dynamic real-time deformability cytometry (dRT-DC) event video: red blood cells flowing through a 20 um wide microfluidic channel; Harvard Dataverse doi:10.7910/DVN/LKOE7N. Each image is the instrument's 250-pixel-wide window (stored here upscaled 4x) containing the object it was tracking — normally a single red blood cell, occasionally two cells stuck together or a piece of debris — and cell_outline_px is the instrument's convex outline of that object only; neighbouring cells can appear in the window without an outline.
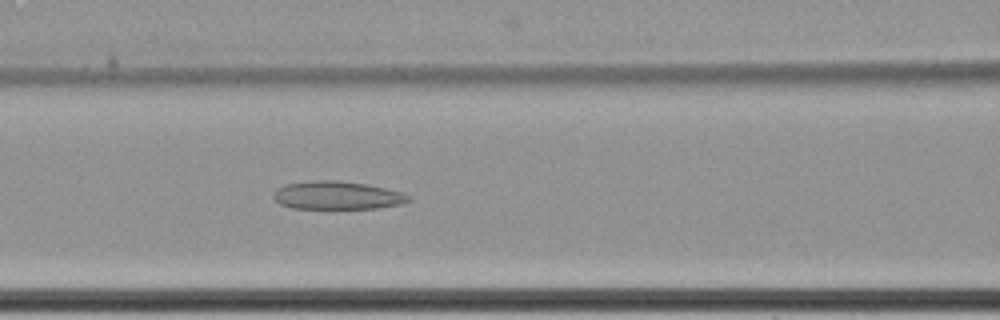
{"species": "common noctule bat (a hibernating species)", "species_latin": "Nyctalus noctula", "temperature_condition": "cold", "stored_images_in_passage": 64, "camera_frame_rate_fps": 3000, "um_per_image_px": 0.085, "animal": {"sex": "female", "body_mass_g": 22.7, "forearm_length_mm": 54.2}, "frame": {"image": 1, "passage_image": 31, "time_ms": 10.0, "image_size_px": [1000, 320], "cell_outline_px": [[412, 200], [404, 204], [376, 208], [292, 208], [280, 204], [272, 196], [276, 188], [284, 184], [308, 180], [340, 180], [368, 184], [404, 192], [412, 196]], "centroid_in_image_um": [28.7, 16.59], "position_along_channel_um": 137.9, "area_um2": 22.6}}
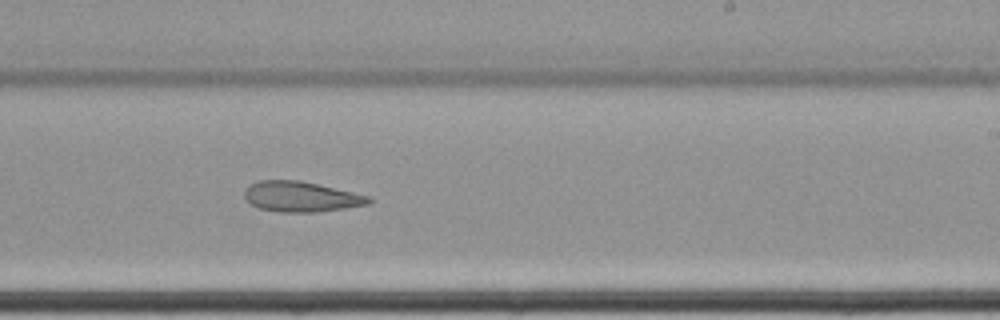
{"frame": {"image": 2, "passage_image": 42, "time_ms": 13.667, "image_size_px": [1000, 320], "cell_outline_px": [[372, 200], [368, 204], [344, 208], [316, 212], [280, 212], [260, 208], [252, 204], [244, 196], [244, 188], [248, 184], [260, 180], [300, 180], [372, 196]], "centroid_in_image_um": [25.59, 16.7], "position_along_channel_um": 263.4, "area_um2": 22.02}}
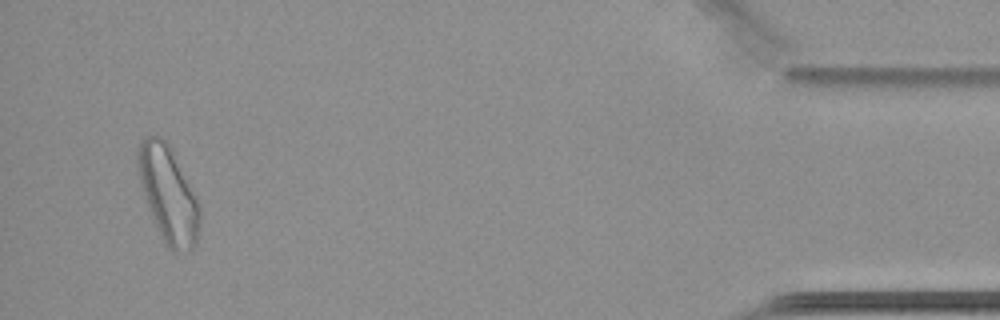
{"frame": {"image": 3, "passage_image": 62, "time_ms": 20.333, "image_size_px": [1000, 320], "cell_outline_px": [[200, 224], [196, 244], [192, 248], [176, 252], [172, 252], [164, 244], [160, 236], [148, 208], [140, 184], [136, 160], [136, 152], [140, 140], [148, 136], [160, 136], [172, 148], [200, 204]], "centroid_in_image_um": [14.29, 16.51], "position_along_channel_um": 420.9, "area_um2": 34.97}, "authors_computed_cell_mechanics": {"area_um2": 28.3509, "velocity_mm_per_s": 3.43, "shape_relaxation_time_tau1_ms": null, "shape_relaxation_time_tau2_ms": 8.1525, "deformation_change_tau1": null, "deformation_change_tau2": 0.1705}}